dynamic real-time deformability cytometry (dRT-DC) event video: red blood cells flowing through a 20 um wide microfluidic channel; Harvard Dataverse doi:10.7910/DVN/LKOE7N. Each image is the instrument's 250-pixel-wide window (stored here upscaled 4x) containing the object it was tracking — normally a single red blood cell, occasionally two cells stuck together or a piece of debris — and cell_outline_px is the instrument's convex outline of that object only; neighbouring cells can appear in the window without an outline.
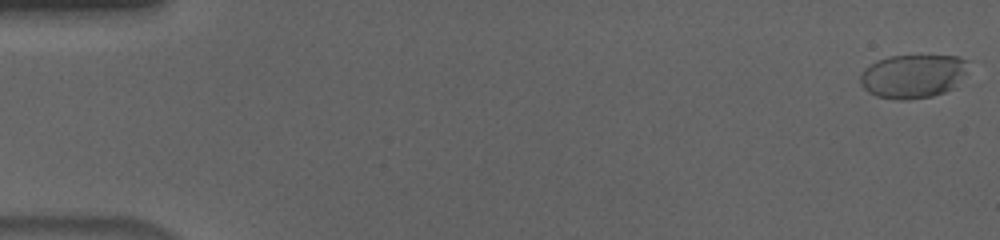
{"species": "human", "species_latin": "Homo sapiens", "temperature_condition": "cold", "stored_images_in_passage": 57, "camera_frame_rate_fps": 3000, "um_per_image_px": 0.085, "donor": {"sex": "male"}, "frame": {"image": 1, "passage_image": 1, "time_ms": 0.0, "image_size_px": [1000, 240], "cell_outline_px": [[968, 60], [964, 72], [956, 88], [932, 96], [908, 100], [900, 100], [876, 96], [868, 92], [860, 84], [860, 76], [864, 68], [876, 60], [888, 56], [960, 56]], "centroid_in_image_um": [77.57, 6.48], "position_along_channel_um": 7.4, "area_um2": 27.63}}
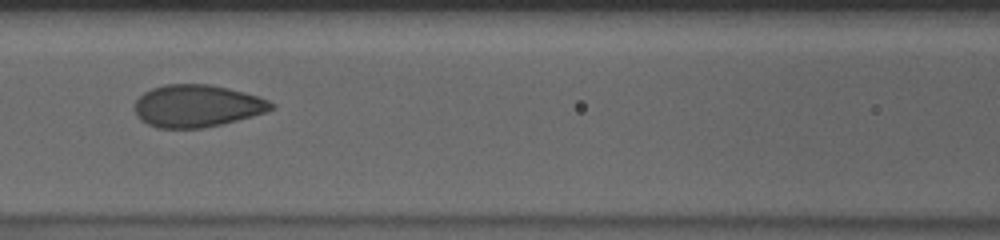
{"frame": {"image": 2, "passage_image": 26, "time_ms": 8.333, "image_size_px": [1000, 240], "cell_outline_px": [[276, 108], [252, 116], [204, 128], [156, 128], [140, 120], [136, 116], [136, 100], [144, 92], [152, 88], [164, 84], [208, 84], [228, 88], [244, 92], [268, 100], [276, 104]], "centroid_in_image_um": [16.74, 9.0], "position_along_channel_um": 149.9, "area_um2": 33.58}}
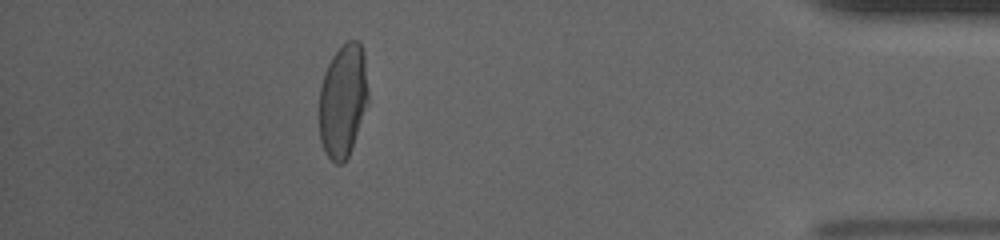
{"frame": {"image": 3, "passage_image": 51, "time_ms": 16.667, "image_size_px": [1000, 240], "cell_outline_px": [[368, 104], [352, 148], [344, 164], [336, 164], [328, 156], [320, 140], [320, 88], [324, 72], [332, 56], [348, 40], [360, 40], [364, 52], [368, 92]], "centroid_in_image_um": [29.17, 8.54], "position_along_channel_um": 406.0, "area_um2": 32.43}, "authors_computed_cell_mechanics": {"area_um2": 33.1194, "velocity_mm_per_s": 3.637, "shape_relaxation_time_tau1_ms": 6.54, "shape_relaxation_time_tau2_ms": null, "deformation_change_tau1": 0.1915, "deformation_change_tau2": null}}